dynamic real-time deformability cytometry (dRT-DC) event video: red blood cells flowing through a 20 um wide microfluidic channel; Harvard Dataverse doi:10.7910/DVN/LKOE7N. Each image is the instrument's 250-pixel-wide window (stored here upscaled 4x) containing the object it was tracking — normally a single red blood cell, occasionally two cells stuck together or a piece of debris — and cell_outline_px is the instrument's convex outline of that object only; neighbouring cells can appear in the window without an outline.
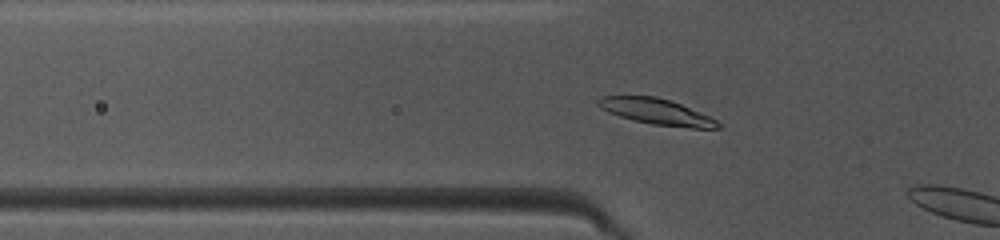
{"species": "common noctule bat (a hibernating species)", "species_latin": "Nyctalus noctula", "temperature_condition": "warm", "stored_images_in_passage": 12, "camera_frame_rate_fps": 3000, "um_per_image_px": 0.085, "animal": {"sex": "female", "body_mass_g": 10.0, "forearm_length_mm": 53.1}, "frame": {"image": 1, "passage_image": 9, "time_ms": 2.667, "image_size_px": [1000, 240], "cell_outline_px": [[720, 128], [692, 128], [652, 124], [620, 116], [608, 112], [600, 108], [596, 104], [596, 100], [604, 96], [656, 96], [672, 100], [708, 116], [716, 120], [720, 124]], "centroid_in_image_um": [55.78, 9.48], "position_along_channel_um": 70.0, "area_um2": 17.86}}